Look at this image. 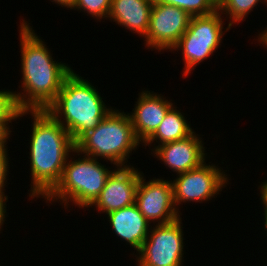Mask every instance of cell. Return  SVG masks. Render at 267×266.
Here are the masks:
<instances>
[{"mask_svg": "<svg viewBox=\"0 0 267 266\" xmlns=\"http://www.w3.org/2000/svg\"><path fill=\"white\" fill-rule=\"evenodd\" d=\"M22 81L21 92L14 91L20 110H45L57 97L66 77L73 71L68 63L58 62L44 39L25 18L19 24Z\"/></svg>", "mask_w": 267, "mask_h": 266, "instance_id": "obj_1", "label": "cell"}, {"mask_svg": "<svg viewBox=\"0 0 267 266\" xmlns=\"http://www.w3.org/2000/svg\"><path fill=\"white\" fill-rule=\"evenodd\" d=\"M32 119L29 139V197L45 198L59 183L76 144L69 132L45 110H27Z\"/></svg>", "mask_w": 267, "mask_h": 266, "instance_id": "obj_2", "label": "cell"}, {"mask_svg": "<svg viewBox=\"0 0 267 266\" xmlns=\"http://www.w3.org/2000/svg\"><path fill=\"white\" fill-rule=\"evenodd\" d=\"M97 89L94 83L73 70L64 80L56 99L45 109L69 132L75 143L113 109L105 104L106 100Z\"/></svg>", "mask_w": 267, "mask_h": 266, "instance_id": "obj_3", "label": "cell"}, {"mask_svg": "<svg viewBox=\"0 0 267 266\" xmlns=\"http://www.w3.org/2000/svg\"><path fill=\"white\" fill-rule=\"evenodd\" d=\"M83 155L113 164V168L130 166L127 162L142 143L137 139L128 112L113 109L76 143ZM133 151V153H132Z\"/></svg>", "mask_w": 267, "mask_h": 266, "instance_id": "obj_4", "label": "cell"}, {"mask_svg": "<svg viewBox=\"0 0 267 266\" xmlns=\"http://www.w3.org/2000/svg\"><path fill=\"white\" fill-rule=\"evenodd\" d=\"M69 158L59 183L44 200L48 205H52V202H60L64 209L72 203L79 209L89 210L88 207L99 196L113 168L106 167V164L103 165L100 160L83 155L76 149Z\"/></svg>", "mask_w": 267, "mask_h": 266, "instance_id": "obj_5", "label": "cell"}, {"mask_svg": "<svg viewBox=\"0 0 267 266\" xmlns=\"http://www.w3.org/2000/svg\"><path fill=\"white\" fill-rule=\"evenodd\" d=\"M224 20L218 10L209 15L191 17L187 30L170 50L182 53L184 78L220 47L224 34L231 29L229 25L224 28Z\"/></svg>", "mask_w": 267, "mask_h": 266, "instance_id": "obj_6", "label": "cell"}, {"mask_svg": "<svg viewBox=\"0 0 267 266\" xmlns=\"http://www.w3.org/2000/svg\"><path fill=\"white\" fill-rule=\"evenodd\" d=\"M182 218L151 226L141 249L134 255L137 266H184Z\"/></svg>", "mask_w": 267, "mask_h": 266, "instance_id": "obj_7", "label": "cell"}, {"mask_svg": "<svg viewBox=\"0 0 267 266\" xmlns=\"http://www.w3.org/2000/svg\"><path fill=\"white\" fill-rule=\"evenodd\" d=\"M206 162L207 160L198 168L178 174L171 180L173 200L179 213L181 204L211 201L227 187L230 179L226 171L216 164Z\"/></svg>", "mask_w": 267, "mask_h": 266, "instance_id": "obj_8", "label": "cell"}, {"mask_svg": "<svg viewBox=\"0 0 267 266\" xmlns=\"http://www.w3.org/2000/svg\"><path fill=\"white\" fill-rule=\"evenodd\" d=\"M190 19L181 8L153 1L144 46L160 53L170 51L187 30Z\"/></svg>", "mask_w": 267, "mask_h": 266, "instance_id": "obj_9", "label": "cell"}, {"mask_svg": "<svg viewBox=\"0 0 267 266\" xmlns=\"http://www.w3.org/2000/svg\"><path fill=\"white\" fill-rule=\"evenodd\" d=\"M149 180L146 181L142 172L135 199L139 211L153 225L167 224L180 218L182 214H179L174 204L171 180L161 177Z\"/></svg>", "mask_w": 267, "mask_h": 266, "instance_id": "obj_10", "label": "cell"}, {"mask_svg": "<svg viewBox=\"0 0 267 266\" xmlns=\"http://www.w3.org/2000/svg\"><path fill=\"white\" fill-rule=\"evenodd\" d=\"M141 173L131 164L114 168L99 196L88 208L95 207L98 213L106 215L133 205Z\"/></svg>", "mask_w": 267, "mask_h": 266, "instance_id": "obj_11", "label": "cell"}, {"mask_svg": "<svg viewBox=\"0 0 267 266\" xmlns=\"http://www.w3.org/2000/svg\"><path fill=\"white\" fill-rule=\"evenodd\" d=\"M200 136L194 131L184 139L157 146L151 154L177 175L185 173L198 168L209 158Z\"/></svg>", "mask_w": 267, "mask_h": 266, "instance_id": "obj_12", "label": "cell"}, {"mask_svg": "<svg viewBox=\"0 0 267 266\" xmlns=\"http://www.w3.org/2000/svg\"><path fill=\"white\" fill-rule=\"evenodd\" d=\"M138 96L133 110L128 114L137 139L144 143L156 131L175 103L151 90L143 89Z\"/></svg>", "mask_w": 267, "mask_h": 266, "instance_id": "obj_13", "label": "cell"}, {"mask_svg": "<svg viewBox=\"0 0 267 266\" xmlns=\"http://www.w3.org/2000/svg\"><path fill=\"white\" fill-rule=\"evenodd\" d=\"M109 225L112 227V232L124 240L127 245L134 248L131 255H135L141 249L144 240L147 238L151 225L150 222L139 211L134 203L128 207L107 213Z\"/></svg>", "mask_w": 267, "mask_h": 266, "instance_id": "obj_14", "label": "cell"}, {"mask_svg": "<svg viewBox=\"0 0 267 266\" xmlns=\"http://www.w3.org/2000/svg\"><path fill=\"white\" fill-rule=\"evenodd\" d=\"M154 0H111L108 20L119 27L146 37Z\"/></svg>", "mask_w": 267, "mask_h": 266, "instance_id": "obj_15", "label": "cell"}, {"mask_svg": "<svg viewBox=\"0 0 267 266\" xmlns=\"http://www.w3.org/2000/svg\"><path fill=\"white\" fill-rule=\"evenodd\" d=\"M186 119L187 117L185 118L181 109L177 110L176 105H174L167 112L156 131L142 144V147L143 145L145 147L150 146V149L151 146L154 145L153 148L150 149L152 153L157 146L188 137L195 130L194 128L192 129L191 124H189ZM155 141L158 145L155 144Z\"/></svg>", "mask_w": 267, "mask_h": 266, "instance_id": "obj_16", "label": "cell"}, {"mask_svg": "<svg viewBox=\"0 0 267 266\" xmlns=\"http://www.w3.org/2000/svg\"><path fill=\"white\" fill-rule=\"evenodd\" d=\"M258 3L267 6V0H218L217 10L223 17L225 15V18H227L225 20H230L228 25L232 27L236 23L245 21L244 19L250 12H253Z\"/></svg>", "mask_w": 267, "mask_h": 266, "instance_id": "obj_17", "label": "cell"}, {"mask_svg": "<svg viewBox=\"0 0 267 266\" xmlns=\"http://www.w3.org/2000/svg\"><path fill=\"white\" fill-rule=\"evenodd\" d=\"M155 2L173 5L192 16H205L217 10L218 0H154Z\"/></svg>", "mask_w": 267, "mask_h": 266, "instance_id": "obj_18", "label": "cell"}, {"mask_svg": "<svg viewBox=\"0 0 267 266\" xmlns=\"http://www.w3.org/2000/svg\"><path fill=\"white\" fill-rule=\"evenodd\" d=\"M77 10L84 12V14L91 15L90 17L96 18L101 22L104 18L107 19L110 9L111 0H75L70 10ZM101 19V20H100Z\"/></svg>", "mask_w": 267, "mask_h": 266, "instance_id": "obj_19", "label": "cell"}, {"mask_svg": "<svg viewBox=\"0 0 267 266\" xmlns=\"http://www.w3.org/2000/svg\"><path fill=\"white\" fill-rule=\"evenodd\" d=\"M27 110H20L16 104L14 90H0V121H15L26 116Z\"/></svg>", "mask_w": 267, "mask_h": 266, "instance_id": "obj_20", "label": "cell"}, {"mask_svg": "<svg viewBox=\"0 0 267 266\" xmlns=\"http://www.w3.org/2000/svg\"><path fill=\"white\" fill-rule=\"evenodd\" d=\"M8 148H0V191H5L6 186H8V175L10 158L8 155ZM7 184V185H6Z\"/></svg>", "mask_w": 267, "mask_h": 266, "instance_id": "obj_21", "label": "cell"}, {"mask_svg": "<svg viewBox=\"0 0 267 266\" xmlns=\"http://www.w3.org/2000/svg\"><path fill=\"white\" fill-rule=\"evenodd\" d=\"M9 123L12 125V121H0V148H8L7 143L10 141L11 130L13 128V126L10 128Z\"/></svg>", "mask_w": 267, "mask_h": 266, "instance_id": "obj_22", "label": "cell"}, {"mask_svg": "<svg viewBox=\"0 0 267 266\" xmlns=\"http://www.w3.org/2000/svg\"><path fill=\"white\" fill-rule=\"evenodd\" d=\"M6 202H8V196L5 194L4 191H0V231L3 230V226L6 221L5 218L8 216L6 215L7 214Z\"/></svg>", "mask_w": 267, "mask_h": 266, "instance_id": "obj_23", "label": "cell"}, {"mask_svg": "<svg viewBox=\"0 0 267 266\" xmlns=\"http://www.w3.org/2000/svg\"><path fill=\"white\" fill-rule=\"evenodd\" d=\"M257 189L260 192L259 195H261L260 201L262 202L261 205L263 204V210L267 211V180L258 185Z\"/></svg>", "mask_w": 267, "mask_h": 266, "instance_id": "obj_24", "label": "cell"}, {"mask_svg": "<svg viewBox=\"0 0 267 266\" xmlns=\"http://www.w3.org/2000/svg\"><path fill=\"white\" fill-rule=\"evenodd\" d=\"M50 1L52 3L54 2L55 4H57L58 6H61L63 8L64 7L66 9L68 8V10H69L73 6L75 0H50Z\"/></svg>", "mask_w": 267, "mask_h": 266, "instance_id": "obj_25", "label": "cell"}, {"mask_svg": "<svg viewBox=\"0 0 267 266\" xmlns=\"http://www.w3.org/2000/svg\"><path fill=\"white\" fill-rule=\"evenodd\" d=\"M256 40L258 44L259 43L262 44V45L259 44V46L261 47L263 46L265 49H267V31L259 39Z\"/></svg>", "mask_w": 267, "mask_h": 266, "instance_id": "obj_26", "label": "cell"}, {"mask_svg": "<svg viewBox=\"0 0 267 266\" xmlns=\"http://www.w3.org/2000/svg\"><path fill=\"white\" fill-rule=\"evenodd\" d=\"M263 216H264V218L262 219V220H264L263 221V224H264V229H265V234H266V236H267V211H264V213H263Z\"/></svg>", "mask_w": 267, "mask_h": 266, "instance_id": "obj_27", "label": "cell"}, {"mask_svg": "<svg viewBox=\"0 0 267 266\" xmlns=\"http://www.w3.org/2000/svg\"><path fill=\"white\" fill-rule=\"evenodd\" d=\"M266 31H267V26L264 28V30L261 29V32L258 34L257 38L259 39Z\"/></svg>", "mask_w": 267, "mask_h": 266, "instance_id": "obj_28", "label": "cell"}]
</instances>
